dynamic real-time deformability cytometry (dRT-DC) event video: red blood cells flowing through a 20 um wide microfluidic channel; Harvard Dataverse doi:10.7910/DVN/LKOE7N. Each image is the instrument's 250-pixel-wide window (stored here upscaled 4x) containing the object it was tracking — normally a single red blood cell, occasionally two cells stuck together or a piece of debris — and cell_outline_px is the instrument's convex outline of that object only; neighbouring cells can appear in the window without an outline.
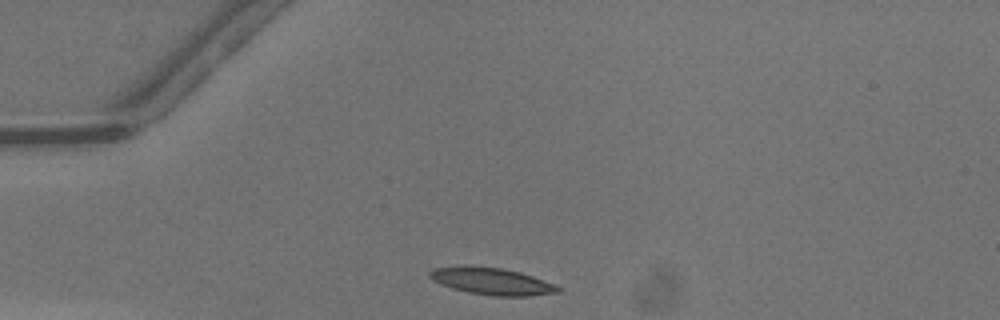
{"species": "common noctule bat (a hibernating species)", "species_latin": "Nyctalus noctula", "temperature_condition": "warm", "stored_images_in_passage": 8, "camera_frame_rate_fps": 3000, "um_per_image_px": 0.085, "animal": {"sex": "male", "body_mass_g": 13.3}, "frame": {"image": 1, "passage_image": 1, "time_ms": 0.0, "image_size_px": [1000, 320], "cell_outline_px": [[560, 292], [532, 296], [492, 296], [468, 292], [452, 288], [440, 284], [432, 280], [428, 276], [428, 272], [432, 268], [500, 268], [520, 272], [556, 284], [560, 288]], "centroid_in_image_um": [41.86, 23.95], "position_along_channel_um": 43.1, "area_um2": 19.59}}
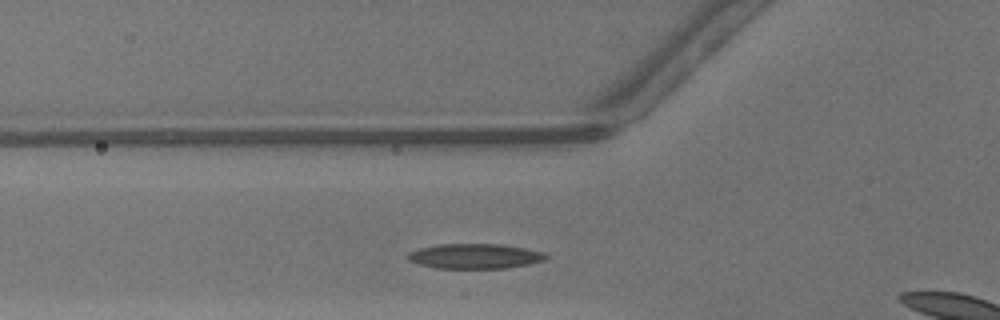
{"frame": {"image": 2, "passage_image": 6, "time_ms": 1.667, "image_size_px": [1000, 320], "cell_outline_px": [[548, 256], [544, 260], [528, 264], [508, 268], [436, 268], [420, 264], [408, 260], [408, 252], [420, 248], [440, 244], [500, 244], [524, 248], [544, 252]], "centroid_in_image_um": [40.37, 21.77], "position_along_channel_um": 85.4, "area_um2": 19.94}}